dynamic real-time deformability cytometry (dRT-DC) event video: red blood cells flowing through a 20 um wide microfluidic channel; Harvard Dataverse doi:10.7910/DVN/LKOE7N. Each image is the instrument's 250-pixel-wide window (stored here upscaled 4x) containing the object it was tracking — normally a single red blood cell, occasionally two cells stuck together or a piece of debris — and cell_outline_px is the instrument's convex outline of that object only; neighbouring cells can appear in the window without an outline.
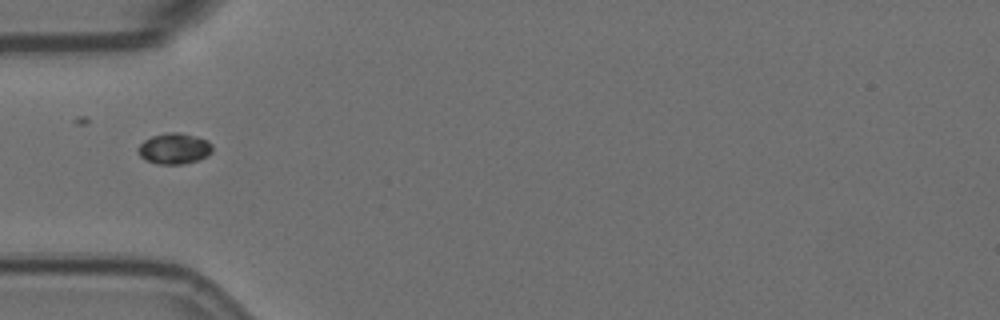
{"species": "Egyptian fruit bat (a non-hibernating species)", "species_latin": "Rousettus aegyptiacus", "temperature_condition": "room temperature", "stored_images_in_passage": 17, "camera_frame_rate_fps": 3000, "um_per_image_px": 0.085, "animal": {"sex": "female"}, "frame": {"image": 1, "passage_image": 1, "time_ms": 0.0, "image_size_px": [1000, 320], "cell_outline_px": [[212, 152], [208, 156], [184, 164], [156, 164], [140, 156], [136, 148], [144, 140], [152, 136], [168, 132], [180, 132], [208, 140], [212, 144]], "centroid_in_image_um": [14.81, 12.62], "position_along_channel_um": 70.2, "area_um2": 13.41}}